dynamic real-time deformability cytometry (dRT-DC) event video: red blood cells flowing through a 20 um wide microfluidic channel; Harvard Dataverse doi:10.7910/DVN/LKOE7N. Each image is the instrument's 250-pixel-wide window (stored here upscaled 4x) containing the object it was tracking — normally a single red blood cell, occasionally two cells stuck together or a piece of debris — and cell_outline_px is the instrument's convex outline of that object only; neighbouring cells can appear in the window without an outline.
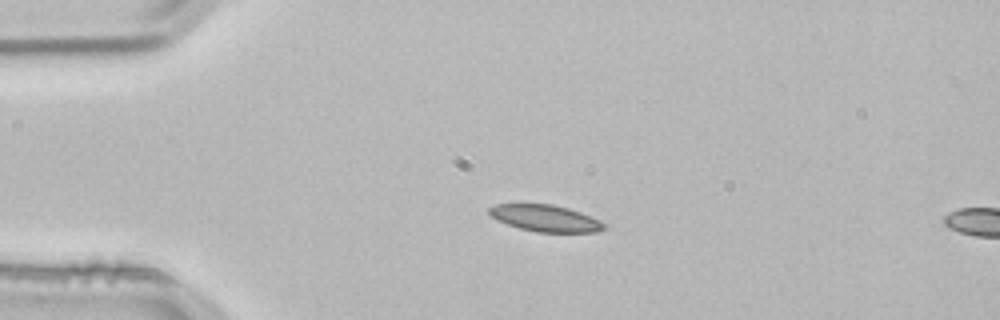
{"species": "common noctule bat (a hibernating species)", "species_latin": "Nyctalus noctula", "temperature_condition": "room temperature", "stored_images_in_passage": 2, "segment_of_instrument_passage": [1, 2], "camera_frame_rate_fps": 3000, "um_per_image_px": 0.085, "animal": {"sex": "male", "body_mass_g": 21.5, "forearm_length_mm": 52.0}, "frame": {"image": 1, "passage_image": 1, "time_ms": 0.0, "image_size_px": [1000, 320], "cell_outline_px": [[608, 224], [604, 228], [596, 232], [536, 232], [520, 228], [496, 220], [488, 212], [488, 208], [496, 204], [552, 204], [568, 208], [580, 212], [600, 220]], "centroid_in_image_um": [46.37, 18.55], "position_along_channel_um": 38.6, "area_um2": 17.8}}